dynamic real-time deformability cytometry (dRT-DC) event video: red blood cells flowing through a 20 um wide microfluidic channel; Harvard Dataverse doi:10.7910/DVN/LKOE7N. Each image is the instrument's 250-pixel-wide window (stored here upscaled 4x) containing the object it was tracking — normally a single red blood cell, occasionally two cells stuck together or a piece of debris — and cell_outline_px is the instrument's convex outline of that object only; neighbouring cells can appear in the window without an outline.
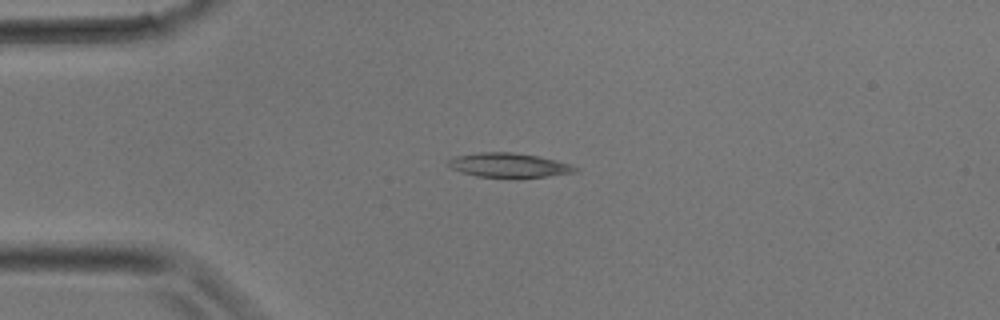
{"species": "common noctule bat (a hibernating species)", "species_latin": "Nyctalus noctula", "temperature_condition": "room temperature", "stored_images_in_passage": 11, "camera_frame_rate_fps": 3000, "um_per_image_px": 0.085, "animal": {"sex": "male", "body_mass_g": 17.9}, "frame": {"image": 1, "passage_image": 7, "time_ms": 2.0, "image_size_px": [1000, 320], "cell_outline_px": [[580, 168], [576, 172], [548, 176], [476, 176], [452, 168], [444, 160], [456, 156], [480, 152], [512, 152], [536, 156], [556, 160], [572, 164]], "centroid_in_image_um": [43.27, 14.01], "position_along_channel_um": 41.7, "area_um2": 17.57}}
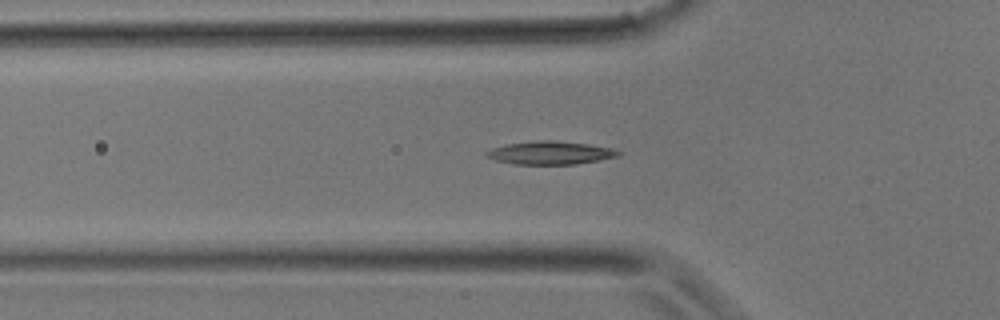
{"frame": {"image": 2, "passage_image": 10, "time_ms": 3.0, "image_size_px": [1000, 320], "cell_outline_px": [[624, 152], [620, 156], [600, 160], [576, 164], [512, 164], [496, 160], [488, 156], [484, 152], [492, 148], [504, 144], [536, 140], [552, 140], [588, 144], [612, 148]], "centroid_in_image_um": [46.81, 12.98], "position_along_channel_um": 79.0, "area_um2": 17.92}}